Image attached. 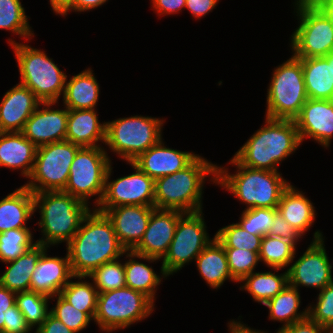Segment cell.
<instances>
[{
    "instance_id": "34",
    "label": "cell",
    "mask_w": 333,
    "mask_h": 333,
    "mask_svg": "<svg viewBox=\"0 0 333 333\" xmlns=\"http://www.w3.org/2000/svg\"><path fill=\"white\" fill-rule=\"evenodd\" d=\"M72 279L77 280L73 281ZM90 281L91 278L89 276H73L68 284L61 290L60 295L74 308L85 312L94 320L97 309L98 291L93 281Z\"/></svg>"
},
{
    "instance_id": "23",
    "label": "cell",
    "mask_w": 333,
    "mask_h": 333,
    "mask_svg": "<svg viewBox=\"0 0 333 333\" xmlns=\"http://www.w3.org/2000/svg\"><path fill=\"white\" fill-rule=\"evenodd\" d=\"M124 255L126 259L124 261L126 287L145 294L155 303L158 286L163 282V279H167L169 276L162 267L158 275L157 272L154 271V268L149 266L146 262H159L160 259L142 256L133 251H126ZM142 261H145V263Z\"/></svg>"
},
{
    "instance_id": "21",
    "label": "cell",
    "mask_w": 333,
    "mask_h": 333,
    "mask_svg": "<svg viewBox=\"0 0 333 333\" xmlns=\"http://www.w3.org/2000/svg\"><path fill=\"white\" fill-rule=\"evenodd\" d=\"M40 103L28 87L20 83L14 85L0 102V132H22Z\"/></svg>"
},
{
    "instance_id": "54",
    "label": "cell",
    "mask_w": 333,
    "mask_h": 333,
    "mask_svg": "<svg viewBox=\"0 0 333 333\" xmlns=\"http://www.w3.org/2000/svg\"><path fill=\"white\" fill-rule=\"evenodd\" d=\"M53 13L62 16L72 5L74 0H49Z\"/></svg>"
},
{
    "instance_id": "27",
    "label": "cell",
    "mask_w": 333,
    "mask_h": 333,
    "mask_svg": "<svg viewBox=\"0 0 333 333\" xmlns=\"http://www.w3.org/2000/svg\"><path fill=\"white\" fill-rule=\"evenodd\" d=\"M307 97L333 100V51L325 57L299 58Z\"/></svg>"
},
{
    "instance_id": "31",
    "label": "cell",
    "mask_w": 333,
    "mask_h": 333,
    "mask_svg": "<svg viewBox=\"0 0 333 333\" xmlns=\"http://www.w3.org/2000/svg\"><path fill=\"white\" fill-rule=\"evenodd\" d=\"M46 249L47 246L36 243L16 260L5 263L7 268L0 275V284L15 293L30 291L32 273Z\"/></svg>"
},
{
    "instance_id": "53",
    "label": "cell",
    "mask_w": 333,
    "mask_h": 333,
    "mask_svg": "<svg viewBox=\"0 0 333 333\" xmlns=\"http://www.w3.org/2000/svg\"><path fill=\"white\" fill-rule=\"evenodd\" d=\"M16 294L0 284V310H7L15 305Z\"/></svg>"
},
{
    "instance_id": "33",
    "label": "cell",
    "mask_w": 333,
    "mask_h": 333,
    "mask_svg": "<svg viewBox=\"0 0 333 333\" xmlns=\"http://www.w3.org/2000/svg\"><path fill=\"white\" fill-rule=\"evenodd\" d=\"M299 291V289L287 285L280 293L263 305L268 308V320L283 323L277 331L308 317V306L303 311H299L301 306Z\"/></svg>"
},
{
    "instance_id": "2",
    "label": "cell",
    "mask_w": 333,
    "mask_h": 333,
    "mask_svg": "<svg viewBox=\"0 0 333 333\" xmlns=\"http://www.w3.org/2000/svg\"><path fill=\"white\" fill-rule=\"evenodd\" d=\"M264 119L265 124L249 137L233 157L251 169L280 172V163L302 145L300 136L294 120Z\"/></svg>"
},
{
    "instance_id": "38",
    "label": "cell",
    "mask_w": 333,
    "mask_h": 333,
    "mask_svg": "<svg viewBox=\"0 0 333 333\" xmlns=\"http://www.w3.org/2000/svg\"><path fill=\"white\" fill-rule=\"evenodd\" d=\"M32 233L30 228L10 229L0 233V262L16 260L36 244Z\"/></svg>"
},
{
    "instance_id": "41",
    "label": "cell",
    "mask_w": 333,
    "mask_h": 333,
    "mask_svg": "<svg viewBox=\"0 0 333 333\" xmlns=\"http://www.w3.org/2000/svg\"><path fill=\"white\" fill-rule=\"evenodd\" d=\"M55 305L50 308V313L70 330L79 333L84 331L91 321H93L85 312L77 310L68 301H66L60 294L50 297Z\"/></svg>"
},
{
    "instance_id": "43",
    "label": "cell",
    "mask_w": 333,
    "mask_h": 333,
    "mask_svg": "<svg viewBox=\"0 0 333 333\" xmlns=\"http://www.w3.org/2000/svg\"><path fill=\"white\" fill-rule=\"evenodd\" d=\"M277 208H253L242 211L237 222L251 234L265 236L269 233Z\"/></svg>"
},
{
    "instance_id": "46",
    "label": "cell",
    "mask_w": 333,
    "mask_h": 333,
    "mask_svg": "<svg viewBox=\"0 0 333 333\" xmlns=\"http://www.w3.org/2000/svg\"><path fill=\"white\" fill-rule=\"evenodd\" d=\"M3 331L8 333H31L33 330L27 324L24 315L15 304L4 312Z\"/></svg>"
},
{
    "instance_id": "12",
    "label": "cell",
    "mask_w": 333,
    "mask_h": 333,
    "mask_svg": "<svg viewBox=\"0 0 333 333\" xmlns=\"http://www.w3.org/2000/svg\"><path fill=\"white\" fill-rule=\"evenodd\" d=\"M80 148L68 140L38 147L33 170L24 186L33 193L63 191L68 182L71 164Z\"/></svg>"
},
{
    "instance_id": "4",
    "label": "cell",
    "mask_w": 333,
    "mask_h": 333,
    "mask_svg": "<svg viewBox=\"0 0 333 333\" xmlns=\"http://www.w3.org/2000/svg\"><path fill=\"white\" fill-rule=\"evenodd\" d=\"M236 167L230 173L228 166L217 165L216 186L222 187L245 205L253 208H277L283 191L290 185L281 172L251 169L241 165L234 157L227 163Z\"/></svg>"
},
{
    "instance_id": "30",
    "label": "cell",
    "mask_w": 333,
    "mask_h": 333,
    "mask_svg": "<svg viewBox=\"0 0 333 333\" xmlns=\"http://www.w3.org/2000/svg\"><path fill=\"white\" fill-rule=\"evenodd\" d=\"M199 275L212 289H220L225 281L238 283L231 275L223 245L213 237L194 261Z\"/></svg>"
},
{
    "instance_id": "37",
    "label": "cell",
    "mask_w": 333,
    "mask_h": 333,
    "mask_svg": "<svg viewBox=\"0 0 333 333\" xmlns=\"http://www.w3.org/2000/svg\"><path fill=\"white\" fill-rule=\"evenodd\" d=\"M49 300V296L31 290L16 294L15 304L32 330H36L50 313Z\"/></svg>"
},
{
    "instance_id": "47",
    "label": "cell",
    "mask_w": 333,
    "mask_h": 333,
    "mask_svg": "<svg viewBox=\"0 0 333 333\" xmlns=\"http://www.w3.org/2000/svg\"><path fill=\"white\" fill-rule=\"evenodd\" d=\"M276 333H330V331L308 316L290 326L279 329Z\"/></svg>"
},
{
    "instance_id": "40",
    "label": "cell",
    "mask_w": 333,
    "mask_h": 333,
    "mask_svg": "<svg viewBox=\"0 0 333 333\" xmlns=\"http://www.w3.org/2000/svg\"><path fill=\"white\" fill-rule=\"evenodd\" d=\"M214 236L224 248H239L254 252L260 251L262 236L249 233L238 223L223 226Z\"/></svg>"
},
{
    "instance_id": "15",
    "label": "cell",
    "mask_w": 333,
    "mask_h": 333,
    "mask_svg": "<svg viewBox=\"0 0 333 333\" xmlns=\"http://www.w3.org/2000/svg\"><path fill=\"white\" fill-rule=\"evenodd\" d=\"M134 172L111 180L112 163L106 174L104 193L95 209H110L122 205L154 207L155 180L132 162H127Z\"/></svg>"
},
{
    "instance_id": "5",
    "label": "cell",
    "mask_w": 333,
    "mask_h": 333,
    "mask_svg": "<svg viewBox=\"0 0 333 333\" xmlns=\"http://www.w3.org/2000/svg\"><path fill=\"white\" fill-rule=\"evenodd\" d=\"M34 211L40 213L38 227L41 238L35 242L49 249L67 244L79 230L91 206L64 191L33 193Z\"/></svg>"
},
{
    "instance_id": "3",
    "label": "cell",
    "mask_w": 333,
    "mask_h": 333,
    "mask_svg": "<svg viewBox=\"0 0 333 333\" xmlns=\"http://www.w3.org/2000/svg\"><path fill=\"white\" fill-rule=\"evenodd\" d=\"M216 176L217 164L198 155L184 169L155 180L154 207L184 213L202 211L207 177L216 185Z\"/></svg>"
},
{
    "instance_id": "18",
    "label": "cell",
    "mask_w": 333,
    "mask_h": 333,
    "mask_svg": "<svg viewBox=\"0 0 333 333\" xmlns=\"http://www.w3.org/2000/svg\"><path fill=\"white\" fill-rule=\"evenodd\" d=\"M183 214L184 212L179 210L155 208L142 240L132 251L142 256L162 260L168 252L179 218Z\"/></svg>"
},
{
    "instance_id": "7",
    "label": "cell",
    "mask_w": 333,
    "mask_h": 333,
    "mask_svg": "<svg viewBox=\"0 0 333 333\" xmlns=\"http://www.w3.org/2000/svg\"><path fill=\"white\" fill-rule=\"evenodd\" d=\"M166 119L134 115L106 121L105 146L119 159L132 162L163 137Z\"/></svg>"
},
{
    "instance_id": "28",
    "label": "cell",
    "mask_w": 333,
    "mask_h": 333,
    "mask_svg": "<svg viewBox=\"0 0 333 333\" xmlns=\"http://www.w3.org/2000/svg\"><path fill=\"white\" fill-rule=\"evenodd\" d=\"M33 214V192L21 185L0 200V233L10 229L31 228L27 222Z\"/></svg>"
},
{
    "instance_id": "32",
    "label": "cell",
    "mask_w": 333,
    "mask_h": 333,
    "mask_svg": "<svg viewBox=\"0 0 333 333\" xmlns=\"http://www.w3.org/2000/svg\"><path fill=\"white\" fill-rule=\"evenodd\" d=\"M270 269V271L266 272L254 271L250 275L245 276L239 282V289L241 291L245 290L250 294L253 301L264 305L288 285L287 269L283 273H278L283 270L281 268Z\"/></svg>"
},
{
    "instance_id": "13",
    "label": "cell",
    "mask_w": 333,
    "mask_h": 333,
    "mask_svg": "<svg viewBox=\"0 0 333 333\" xmlns=\"http://www.w3.org/2000/svg\"><path fill=\"white\" fill-rule=\"evenodd\" d=\"M203 210L184 213L178 221L174 237L167 254L161 260V267L168 276L179 272L185 265L195 261L197 256L212 241L206 230Z\"/></svg>"
},
{
    "instance_id": "51",
    "label": "cell",
    "mask_w": 333,
    "mask_h": 333,
    "mask_svg": "<svg viewBox=\"0 0 333 333\" xmlns=\"http://www.w3.org/2000/svg\"><path fill=\"white\" fill-rule=\"evenodd\" d=\"M108 1L109 0H74L73 5L61 17H67L72 11L78 13L92 11L106 4Z\"/></svg>"
},
{
    "instance_id": "14",
    "label": "cell",
    "mask_w": 333,
    "mask_h": 333,
    "mask_svg": "<svg viewBox=\"0 0 333 333\" xmlns=\"http://www.w3.org/2000/svg\"><path fill=\"white\" fill-rule=\"evenodd\" d=\"M323 235L319 229L316 230L305 252L296 261L293 258L287 269L288 285L320 291L333 282V260L328 257Z\"/></svg>"
},
{
    "instance_id": "36",
    "label": "cell",
    "mask_w": 333,
    "mask_h": 333,
    "mask_svg": "<svg viewBox=\"0 0 333 333\" xmlns=\"http://www.w3.org/2000/svg\"><path fill=\"white\" fill-rule=\"evenodd\" d=\"M20 0H0V29L11 31L12 35L19 36L26 42L35 37L30 27L29 16Z\"/></svg>"
},
{
    "instance_id": "29",
    "label": "cell",
    "mask_w": 333,
    "mask_h": 333,
    "mask_svg": "<svg viewBox=\"0 0 333 333\" xmlns=\"http://www.w3.org/2000/svg\"><path fill=\"white\" fill-rule=\"evenodd\" d=\"M100 85L92 68H87L65 81L63 106L68 110L95 109L98 104Z\"/></svg>"
},
{
    "instance_id": "19",
    "label": "cell",
    "mask_w": 333,
    "mask_h": 333,
    "mask_svg": "<svg viewBox=\"0 0 333 333\" xmlns=\"http://www.w3.org/2000/svg\"><path fill=\"white\" fill-rule=\"evenodd\" d=\"M155 207L122 205L110 209H96L111 220L120 244L132 251L142 240Z\"/></svg>"
},
{
    "instance_id": "20",
    "label": "cell",
    "mask_w": 333,
    "mask_h": 333,
    "mask_svg": "<svg viewBox=\"0 0 333 333\" xmlns=\"http://www.w3.org/2000/svg\"><path fill=\"white\" fill-rule=\"evenodd\" d=\"M163 140L162 138L157 144L132 161L141 171L154 180L184 169L199 155L192 151H181L166 147Z\"/></svg>"
},
{
    "instance_id": "8",
    "label": "cell",
    "mask_w": 333,
    "mask_h": 333,
    "mask_svg": "<svg viewBox=\"0 0 333 333\" xmlns=\"http://www.w3.org/2000/svg\"><path fill=\"white\" fill-rule=\"evenodd\" d=\"M307 100L302 63L292 54L272 72L267 88L265 117L294 120Z\"/></svg>"
},
{
    "instance_id": "52",
    "label": "cell",
    "mask_w": 333,
    "mask_h": 333,
    "mask_svg": "<svg viewBox=\"0 0 333 333\" xmlns=\"http://www.w3.org/2000/svg\"><path fill=\"white\" fill-rule=\"evenodd\" d=\"M239 317L238 320L232 319L228 322L229 333H268L267 331L250 328V326L240 321L242 316Z\"/></svg>"
},
{
    "instance_id": "10",
    "label": "cell",
    "mask_w": 333,
    "mask_h": 333,
    "mask_svg": "<svg viewBox=\"0 0 333 333\" xmlns=\"http://www.w3.org/2000/svg\"><path fill=\"white\" fill-rule=\"evenodd\" d=\"M298 27L290 35L289 47L297 58L325 57L333 51V25L311 0H295Z\"/></svg>"
},
{
    "instance_id": "11",
    "label": "cell",
    "mask_w": 333,
    "mask_h": 333,
    "mask_svg": "<svg viewBox=\"0 0 333 333\" xmlns=\"http://www.w3.org/2000/svg\"><path fill=\"white\" fill-rule=\"evenodd\" d=\"M112 163L103 146L81 147L73 159L65 193L78 198L91 206L89 200L95 197L93 208L100 203L106 180V174Z\"/></svg>"
},
{
    "instance_id": "55",
    "label": "cell",
    "mask_w": 333,
    "mask_h": 333,
    "mask_svg": "<svg viewBox=\"0 0 333 333\" xmlns=\"http://www.w3.org/2000/svg\"><path fill=\"white\" fill-rule=\"evenodd\" d=\"M333 25V0H311Z\"/></svg>"
},
{
    "instance_id": "39",
    "label": "cell",
    "mask_w": 333,
    "mask_h": 333,
    "mask_svg": "<svg viewBox=\"0 0 333 333\" xmlns=\"http://www.w3.org/2000/svg\"><path fill=\"white\" fill-rule=\"evenodd\" d=\"M120 259L104 263L88 275L98 293L126 287L124 261Z\"/></svg>"
},
{
    "instance_id": "26",
    "label": "cell",
    "mask_w": 333,
    "mask_h": 333,
    "mask_svg": "<svg viewBox=\"0 0 333 333\" xmlns=\"http://www.w3.org/2000/svg\"><path fill=\"white\" fill-rule=\"evenodd\" d=\"M277 211L302 236L310 231L317 216L313 202L291 183L283 191Z\"/></svg>"
},
{
    "instance_id": "25",
    "label": "cell",
    "mask_w": 333,
    "mask_h": 333,
    "mask_svg": "<svg viewBox=\"0 0 333 333\" xmlns=\"http://www.w3.org/2000/svg\"><path fill=\"white\" fill-rule=\"evenodd\" d=\"M37 147L22 132H0V168L19 170L27 179L34 166Z\"/></svg>"
},
{
    "instance_id": "42",
    "label": "cell",
    "mask_w": 333,
    "mask_h": 333,
    "mask_svg": "<svg viewBox=\"0 0 333 333\" xmlns=\"http://www.w3.org/2000/svg\"><path fill=\"white\" fill-rule=\"evenodd\" d=\"M232 277L239 283L255 271L260 263L259 252L239 248H224Z\"/></svg>"
},
{
    "instance_id": "50",
    "label": "cell",
    "mask_w": 333,
    "mask_h": 333,
    "mask_svg": "<svg viewBox=\"0 0 333 333\" xmlns=\"http://www.w3.org/2000/svg\"><path fill=\"white\" fill-rule=\"evenodd\" d=\"M34 333H76L66 327L63 322L49 313L45 321L34 331Z\"/></svg>"
},
{
    "instance_id": "24",
    "label": "cell",
    "mask_w": 333,
    "mask_h": 333,
    "mask_svg": "<svg viewBox=\"0 0 333 333\" xmlns=\"http://www.w3.org/2000/svg\"><path fill=\"white\" fill-rule=\"evenodd\" d=\"M98 118L96 109L68 110L66 140L80 147L103 146L106 122Z\"/></svg>"
},
{
    "instance_id": "6",
    "label": "cell",
    "mask_w": 333,
    "mask_h": 333,
    "mask_svg": "<svg viewBox=\"0 0 333 333\" xmlns=\"http://www.w3.org/2000/svg\"><path fill=\"white\" fill-rule=\"evenodd\" d=\"M20 73V84L28 87L41 102H58L68 77L42 49L8 39Z\"/></svg>"
},
{
    "instance_id": "45",
    "label": "cell",
    "mask_w": 333,
    "mask_h": 333,
    "mask_svg": "<svg viewBox=\"0 0 333 333\" xmlns=\"http://www.w3.org/2000/svg\"><path fill=\"white\" fill-rule=\"evenodd\" d=\"M268 235L281 237L284 240L294 243L296 246L298 242L303 239V236L298 233L297 230H295L287 221H285L283 216L278 211L275 213Z\"/></svg>"
},
{
    "instance_id": "16",
    "label": "cell",
    "mask_w": 333,
    "mask_h": 333,
    "mask_svg": "<svg viewBox=\"0 0 333 333\" xmlns=\"http://www.w3.org/2000/svg\"><path fill=\"white\" fill-rule=\"evenodd\" d=\"M57 104L41 102L25 123L22 134L37 148L66 140L68 109H54Z\"/></svg>"
},
{
    "instance_id": "44",
    "label": "cell",
    "mask_w": 333,
    "mask_h": 333,
    "mask_svg": "<svg viewBox=\"0 0 333 333\" xmlns=\"http://www.w3.org/2000/svg\"><path fill=\"white\" fill-rule=\"evenodd\" d=\"M316 303L308 304V316L329 331L333 329V282L317 294Z\"/></svg>"
},
{
    "instance_id": "1",
    "label": "cell",
    "mask_w": 333,
    "mask_h": 333,
    "mask_svg": "<svg viewBox=\"0 0 333 333\" xmlns=\"http://www.w3.org/2000/svg\"><path fill=\"white\" fill-rule=\"evenodd\" d=\"M74 276H88L104 263L123 258L120 244L107 215L92 208L84 217L75 236L66 244Z\"/></svg>"
},
{
    "instance_id": "48",
    "label": "cell",
    "mask_w": 333,
    "mask_h": 333,
    "mask_svg": "<svg viewBox=\"0 0 333 333\" xmlns=\"http://www.w3.org/2000/svg\"><path fill=\"white\" fill-rule=\"evenodd\" d=\"M150 5L157 16L178 14L185 10L186 0H151Z\"/></svg>"
},
{
    "instance_id": "49",
    "label": "cell",
    "mask_w": 333,
    "mask_h": 333,
    "mask_svg": "<svg viewBox=\"0 0 333 333\" xmlns=\"http://www.w3.org/2000/svg\"><path fill=\"white\" fill-rule=\"evenodd\" d=\"M220 0H186L185 9L197 20L216 9Z\"/></svg>"
},
{
    "instance_id": "22",
    "label": "cell",
    "mask_w": 333,
    "mask_h": 333,
    "mask_svg": "<svg viewBox=\"0 0 333 333\" xmlns=\"http://www.w3.org/2000/svg\"><path fill=\"white\" fill-rule=\"evenodd\" d=\"M47 250L40 256L32 273L30 290L53 297L60 294L74 275L67 252L64 257H51Z\"/></svg>"
},
{
    "instance_id": "35",
    "label": "cell",
    "mask_w": 333,
    "mask_h": 333,
    "mask_svg": "<svg viewBox=\"0 0 333 333\" xmlns=\"http://www.w3.org/2000/svg\"><path fill=\"white\" fill-rule=\"evenodd\" d=\"M296 250L298 251L294 243L267 234L261 239L259 261L268 268L285 269L296 258Z\"/></svg>"
},
{
    "instance_id": "17",
    "label": "cell",
    "mask_w": 333,
    "mask_h": 333,
    "mask_svg": "<svg viewBox=\"0 0 333 333\" xmlns=\"http://www.w3.org/2000/svg\"><path fill=\"white\" fill-rule=\"evenodd\" d=\"M301 143L305 139L328 149L333 139V100L310 99L294 119Z\"/></svg>"
},
{
    "instance_id": "56",
    "label": "cell",
    "mask_w": 333,
    "mask_h": 333,
    "mask_svg": "<svg viewBox=\"0 0 333 333\" xmlns=\"http://www.w3.org/2000/svg\"><path fill=\"white\" fill-rule=\"evenodd\" d=\"M5 310H0V331H3V327H4V315Z\"/></svg>"
},
{
    "instance_id": "9",
    "label": "cell",
    "mask_w": 333,
    "mask_h": 333,
    "mask_svg": "<svg viewBox=\"0 0 333 333\" xmlns=\"http://www.w3.org/2000/svg\"><path fill=\"white\" fill-rule=\"evenodd\" d=\"M155 303L145 294L124 287L98 293L94 324L100 331L124 330L152 315Z\"/></svg>"
}]
</instances>
